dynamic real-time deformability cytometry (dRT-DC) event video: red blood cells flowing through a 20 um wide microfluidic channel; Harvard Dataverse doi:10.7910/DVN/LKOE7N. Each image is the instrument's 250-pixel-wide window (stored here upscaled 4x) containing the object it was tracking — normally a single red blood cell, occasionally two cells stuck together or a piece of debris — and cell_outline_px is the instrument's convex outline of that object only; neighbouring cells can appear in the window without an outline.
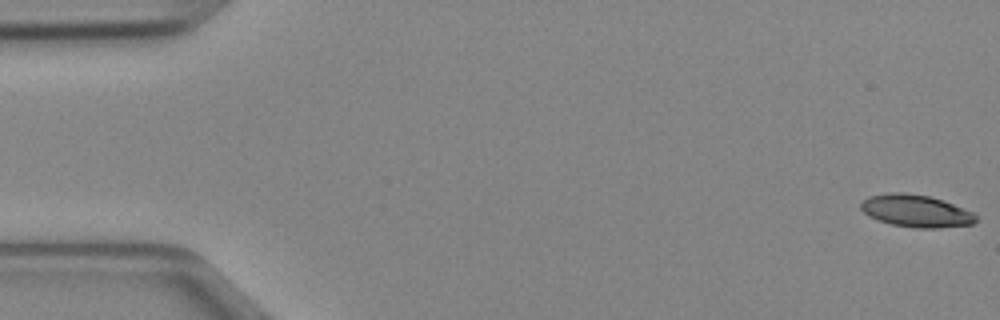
{"species": "Egyptian fruit bat (a non-hibernating species)", "species_latin": "Rousettus aegyptiacus", "temperature_condition": "cold", "stored_images_in_passage": 50, "camera_frame_rate_fps": 3000, "um_per_image_px": 0.085, "animal": {"sex": "female"}, "frame": {"image": 1, "passage_image": 1, "time_ms": 0.0, "image_size_px": [1000, 320], "cell_outline_px": [[976, 220], [972, 224], [936, 228], [912, 228], [892, 224], [868, 216], [860, 208], [860, 204], [868, 196], [888, 192], [904, 192], [928, 196], [944, 200], [972, 212], [976, 216]], "centroid_in_image_um": [77.83, 17.92], "position_along_channel_um": 7.2, "area_um2": 21.62}}
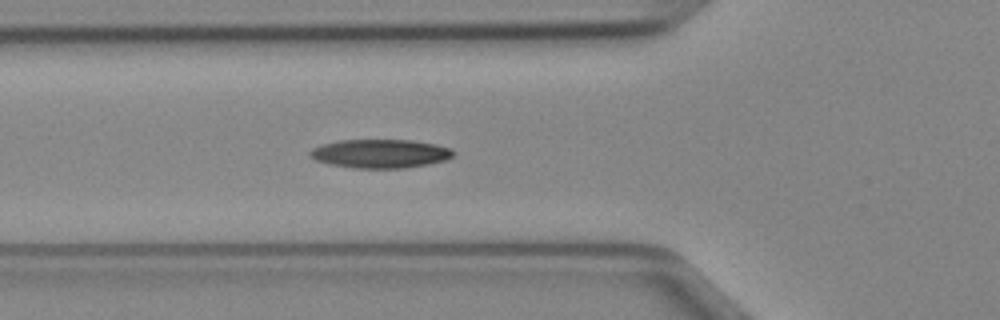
{"frame": {"image": 2, "passage_image": 18, "time_ms": 5.667, "image_size_px": [1000, 320], "cell_outline_px": [[456, 152], [448, 160], [428, 164], [404, 168], [352, 168], [328, 164], [316, 160], [308, 156], [308, 152], [312, 148], [324, 144], [340, 140], [412, 140], [436, 144], [452, 148]], "centroid_in_image_um": [32.34, 13.06], "position_along_channel_um": 93.5, "area_um2": 24.22}}
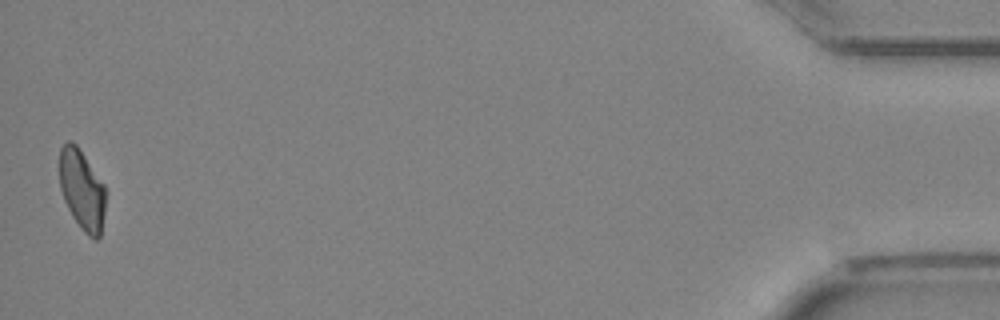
{"frame": {"image": 3, "passage_image": 50, "time_ms": 16.333, "image_size_px": [1000, 320], "cell_outline_px": [[108, 192], [100, 236], [96, 240], [88, 236], [84, 232], [72, 216], [64, 200], [60, 188], [60, 148], [68, 140], [72, 140], [76, 144], [104, 184]], "centroid_in_image_um": [6.99, 16.14], "position_along_channel_um": 428.2, "area_um2": 21.73}, "authors_computed_cell_mechanics": {"area_um2": 22.6287, "velocity_mm_per_s": 4.0185, "shape_relaxation_time_tau1_ms": 5.2161, "shape_relaxation_time_tau2_ms": null, "deformation_change_tau1": 0.1542, "deformation_change_tau2": null}}